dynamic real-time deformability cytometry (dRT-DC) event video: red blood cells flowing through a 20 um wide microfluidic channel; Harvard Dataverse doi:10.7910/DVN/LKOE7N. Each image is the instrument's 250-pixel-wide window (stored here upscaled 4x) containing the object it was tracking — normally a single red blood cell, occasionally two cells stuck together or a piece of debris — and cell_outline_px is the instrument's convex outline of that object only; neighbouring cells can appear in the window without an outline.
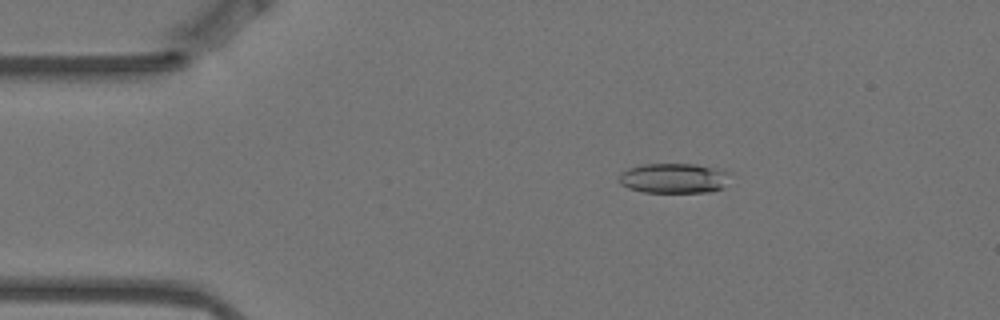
{"species": "Egyptian fruit bat (a non-hibernating species)", "species_latin": "Rousettus aegyptiacus", "temperature_condition": "warm", "stored_images_in_passage": 14, "camera_frame_rate_fps": 3000, "um_per_image_px": 0.085, "animal": {"sex": "female"}, "frame": {"image": 1, "passage_image": 2, "time_ms": 0.333, "image_size_px": [1000, 320], "cell_outline_px": [[728, 172], [720, 188], [708, 192], [644, 192], [628, 188], [620, 184], [620, 172], [628, 168], [640, 164], [696, 164]], "centroid_in_image_um": [57.15, 15.14], "position_along_channel_um": 27.8, "area_um2": 18.96}}
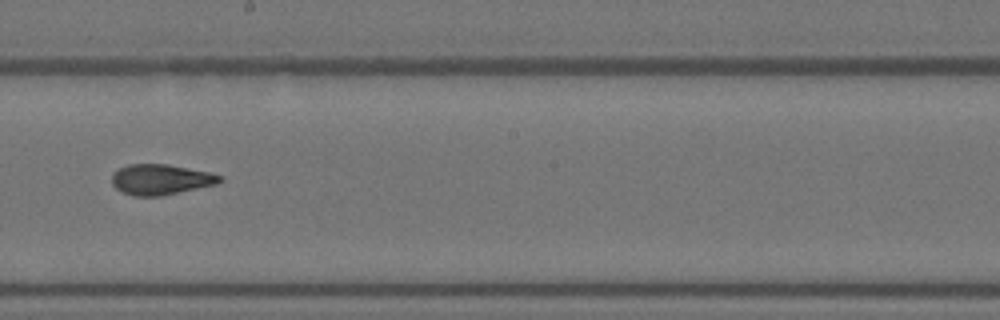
{"frame": {"image": 2, "passage_image": 8, "time_ms": 2.333, "image_size_px": [1000, 320], "cell_outline_px": [[224, 180], [216, 184], [160, 196], [132, 196], [116, 188], [112, 184], [112, 172], [128, 164], [168, 164], [208, 172], [224, 176]], "centroid_in_image_um": [13.66, 15.25], "position_along_channel_um": 234.5, "area_um2": 19.13}}
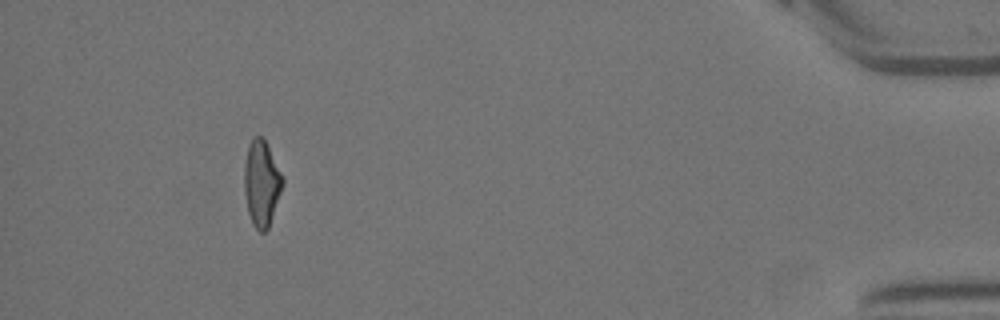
{"frame": {"image": 3, "passage_image": 13, "time_ms": 4.0, "image_size_px": [1000, 320], "cell_outline_px": [[284, 184], [268, 228], [264, 232], [260, 232], [252, 224], [248, 212], [244, 192], [244, 164], [248, 148], [252, 140], [256, 136], [260, 136], [264, 140], [284, 176]], "centroid_in_image_um": [22.24, 15.61], "position_along_channel_um": 413.0, "area_um2": 19.07}}